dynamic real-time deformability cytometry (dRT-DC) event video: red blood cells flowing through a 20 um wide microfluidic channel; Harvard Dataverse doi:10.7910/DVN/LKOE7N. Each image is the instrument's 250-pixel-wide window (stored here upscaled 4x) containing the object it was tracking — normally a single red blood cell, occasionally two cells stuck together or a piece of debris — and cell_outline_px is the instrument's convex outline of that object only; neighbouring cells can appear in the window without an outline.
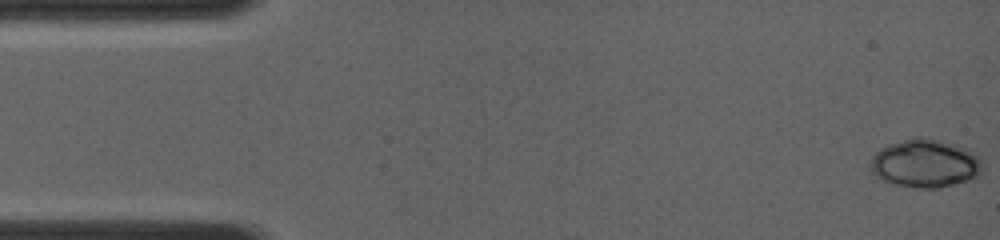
{"species": "common noctule bat (a hibernating species)", "species_latin": "Nyctalus noctula", "temperature_condition": "room temperature", "stored_images_in_passage": 11, "camera_frame_rate_fps": 4000, "um_per_image_px": 0.085, "animal": {"sex": "female", "body_mass_g": 19.0, "forearm_length_mm": 56.7}, "frame": {"image": 1, "passage_image": 1, "time_ms": 0.0, "image_size_px": [1000, 240], "cell_outline_px": [[980, 176], [968, 180], [936, 188], [916, 188], [892, 184], [880, 180], [868, 168], [868, 164], [876, 152], [880, 148], [888, 144], [916, 136], [920, 136], [968, 148], [980, 156]], "centroid_in_image_um": [78.59, 13.89], "position_along_channel_um": 6.4, "area_um2": 31.67}}
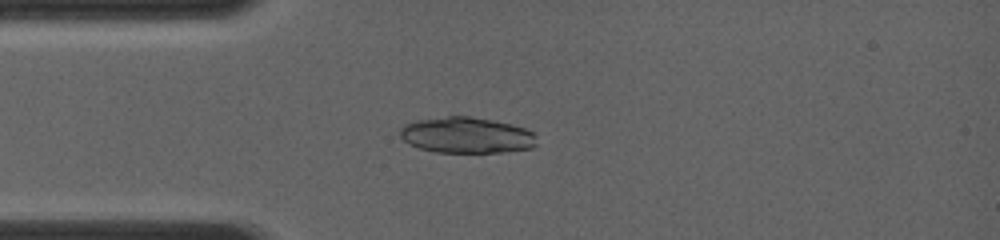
{"frame": {"image": 2, "passage_image": 10, "time_ms": 3.5, "image_size_px": [1000, 240], "cell_outline_px": [[536, 144], [532, 148], [504, 152], [436, 152], [420, 148], [408, 144], [400, 136], [400, 128], [404, 124], [416, 120], [448, 116], [468, 116], [492, 120], [512, 124], [524, 128], [532, 132], [536, 136]], "centroid_in_image_um": [39.65, 11.49], "position_along_channel_um": 45.4, "area_um2": 28.67}}